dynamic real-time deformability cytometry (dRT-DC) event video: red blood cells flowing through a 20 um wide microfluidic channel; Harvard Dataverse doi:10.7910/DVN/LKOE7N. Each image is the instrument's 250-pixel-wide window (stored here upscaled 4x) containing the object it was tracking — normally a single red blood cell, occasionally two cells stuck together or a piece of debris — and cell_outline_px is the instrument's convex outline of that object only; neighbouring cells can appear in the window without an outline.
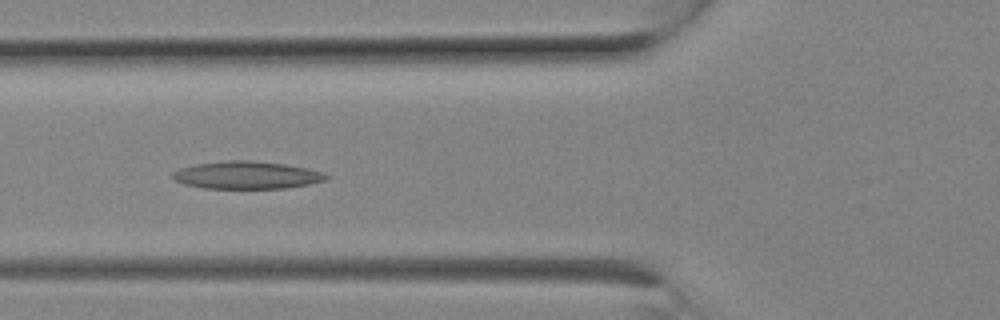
{"species": "Egyptian fruit bat (a non-hibernating species)", "species_latin": "Rousettus aegyptiacus", "temperature_condition": "room temperature", "stored_images_in_passage": 9, "camera_frame_rate_fps": 3000, "um_per_image_px": 0.085, "animal": {"sex": "female"}, "frame": {"image": 1, "passage_image": 8, "time_ms": 2.333, "image_size_px": [1000, 320], "cell_outline_px": [[328, 176], [324, 180], [308, 184], [284, 188], [204, 188], [184, 184], [172, 180], [172, 172], [180, 168], [196, 164], [228, 160], [252, 160], [284, 164], [308, 168], [324, 172]], "centroid_in_image_um": [20.93, 14.88], "position_along_channel_um": 104.9, "area_um2": 24.62}}
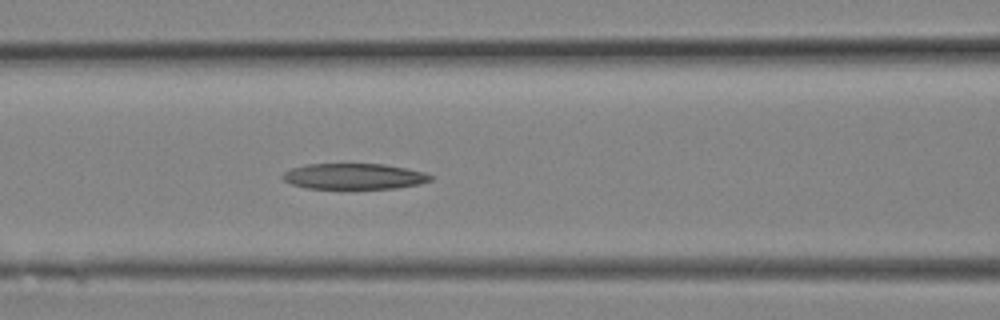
{"frame": {"image": 2, "passage_image": 9, "time_ms": 2.667, "image_size_px": [1000, 320], "cell_outline_px": [[432, 180], [420, 184], [396, 188], [308, 188], [292, 184], [284, 180], [280, 176], [284, 172], [292, 168], [308, 164], [384, 164], [424, 172], [432, 176]], "centroid_in_image_um": [30.09, 14.98], "position_along_channel_um": 136.5, "area_um2": 22.02}}